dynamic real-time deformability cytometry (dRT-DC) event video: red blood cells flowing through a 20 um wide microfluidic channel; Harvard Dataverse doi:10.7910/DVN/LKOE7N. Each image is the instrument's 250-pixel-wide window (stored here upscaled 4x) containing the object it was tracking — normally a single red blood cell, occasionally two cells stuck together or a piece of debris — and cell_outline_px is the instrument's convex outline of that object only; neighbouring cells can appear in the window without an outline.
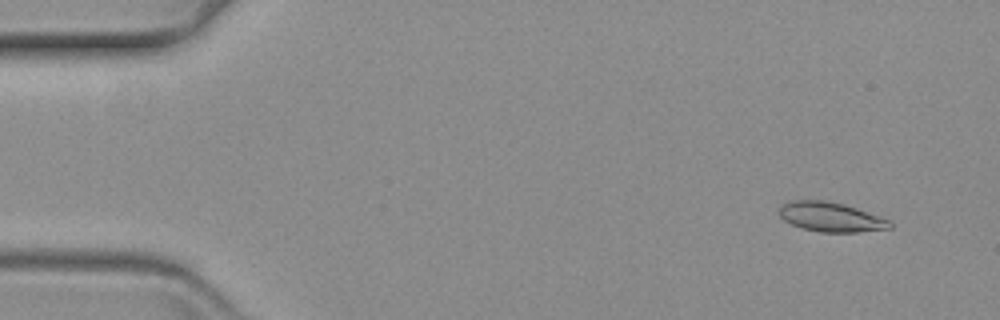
{"species": "common noctule bat (a hibernating species)", "species_latin": "Nyctalus noctula", "temperature_condition": "warm", "stored_images_in_passage": 61, "camera_frame_rate_fps": 3000, "um_per_image_px": 0.085, "animal": {"sex": "female", "body_mass_g": 19.3, "forearm_length_mm": 54.1}, "frame": {"image": 1, "passage_image": 5, "time_ms": 1.333, "image_size_px": [1000, 320], "cell_outline_px": [[892, 228], [856, 232], [820, 232], [804, 228], [792, 224], [784, 220], [780, 216], [780, 204], [788, 200], [824, 200], [844, 204], [892, 220]], "centroid_in_image_um": [70.63, 18.43], "position_along_channel_um": 14.4, "area_um2": 19.07}}
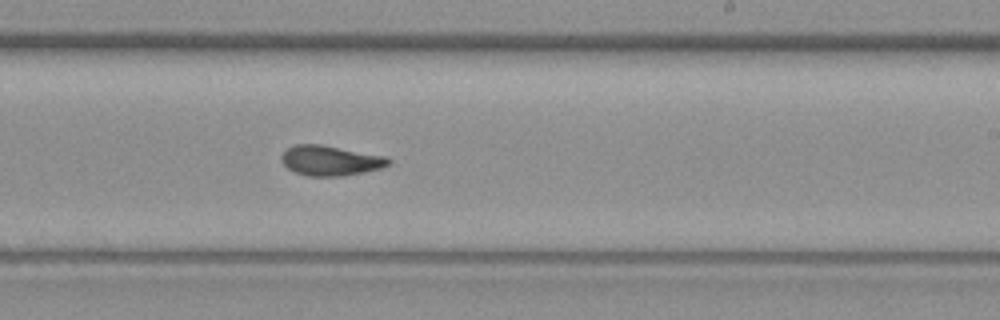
{"frame": {"image": 2, "passage_image": 37, "time_ms": 12.0, "image_size_px": [1000, 320], "cell_outline_px": [[392, 164], [380, 168], [364, 172], [344, 176], [308, 176], [296, 172], [288, 168], [280, 160], [280, 156], [288, 148], [296, 144], [320, 144], [384, 156], [392, 160]], "centroid_in_image_um": [28.09, 13.65], "position_along_channel_um": 260.9, "area_um2": 18.67}}
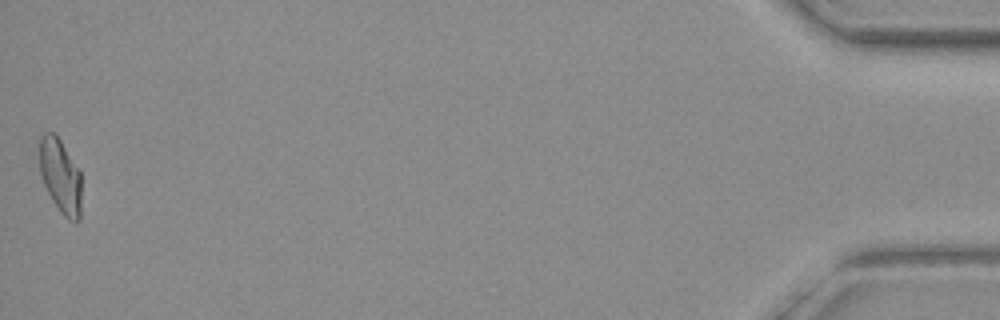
{"frame": {"image": 3, "passage_image": 61, "time_ms": 20.0, "image_size_px": [1000, 320], "cell_outline_px": [[80, 220], [76, 224], [68, 220], [60, 212], [52, 200], [44, 184], [40, 172], [40, 136], [44, 132], [56, 132], [80, 172]], "centroid_in_image_um": [5.13, 14.97], "position_along_channel_um": 430.1, "area_um2": 18.21}}